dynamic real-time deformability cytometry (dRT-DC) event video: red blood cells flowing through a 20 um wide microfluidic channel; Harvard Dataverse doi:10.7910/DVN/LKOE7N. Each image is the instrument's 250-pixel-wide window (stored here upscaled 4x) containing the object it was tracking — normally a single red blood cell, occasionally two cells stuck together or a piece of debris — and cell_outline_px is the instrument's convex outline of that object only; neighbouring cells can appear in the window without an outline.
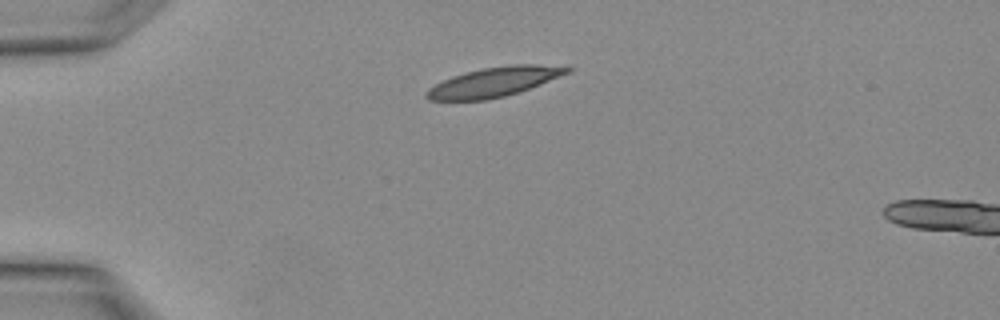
{"species": "Egyptian fruit bat (a non-hibernating species)", "species_latin": "Rousettus aegyptiacus", "temperature_condition": "warm", "stored_images_in_passage": 2, "camera_frame_rate_fps": 3000, "um_per_image_px": 0.085, "animal": {"sex": "female"}, "frame": {"image": 1, "passage_image": 1, "time_ms": 0.0, "image_size_px": [1000, 320], "cell_outline_px": [[572, 72], [520, 92], [488, 100], [428, 100], [428, 88], [452, 76], [484, 68], [512, 64], [532, 64], [572, 68]], "centroid_in_image_um": [42.04, 6.97], "position_along_channel_um": 43.0, "area_um2": 23.81}}